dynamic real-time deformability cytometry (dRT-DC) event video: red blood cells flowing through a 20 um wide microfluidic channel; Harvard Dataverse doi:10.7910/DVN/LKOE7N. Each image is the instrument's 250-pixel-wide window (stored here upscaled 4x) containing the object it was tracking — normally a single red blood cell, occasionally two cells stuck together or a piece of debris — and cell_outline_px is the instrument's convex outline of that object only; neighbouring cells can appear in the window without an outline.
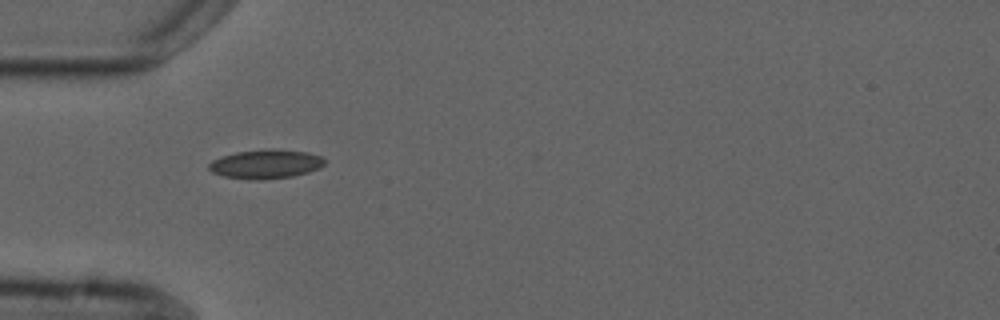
{"species": "common noctule bat (a hibernating species)", "species_latin": "Nyctalus noctula", "temperature_condition": "cold", "stored_images_in_passage": 12, "camera_frame_rate_fps": 3000, "um_per_image_px": 0.085, "animal": {"sex": "male", "forearm_length_mm": 52.5}, "frame": {"image": 1, "passage_image": 6, "time_ms": 6.667, "image_size_px": [1000, 320], "cell_outline_px": [[324, 164], [320, 168], [308, 172], [292, 176], [260, 180], [248, 180], [224, 176], [212, 172], [208, 168], [208, 164], [212, 160], [220, 156], [236, 152], [264, 148], [272, 148], [308, 152], [324, 156]], "centroid_in_image_um": [22.58, 13.93], "position_along_channel_um": 62.4, "area_um2": 19.94}}
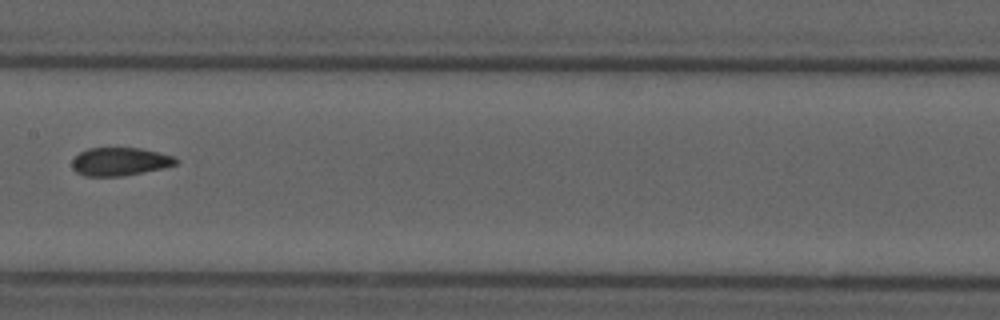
{"frame": {"image": 2, "passage_image": 9, "time_ms": 10.333, "image_size_px": [1000, 320], "cell_outline_px": [[180, 160], [176, 164], [164, 168], [120, 176], [84, 176], [76, 172], [72, 168], [72, 160], [80, 152], [88, 148], [140, 148], [176, 156]], "centroid_in_image_um": [10.21, 13.73], "position_along_channel_um": 197.2, "area_um2": 17.11}}
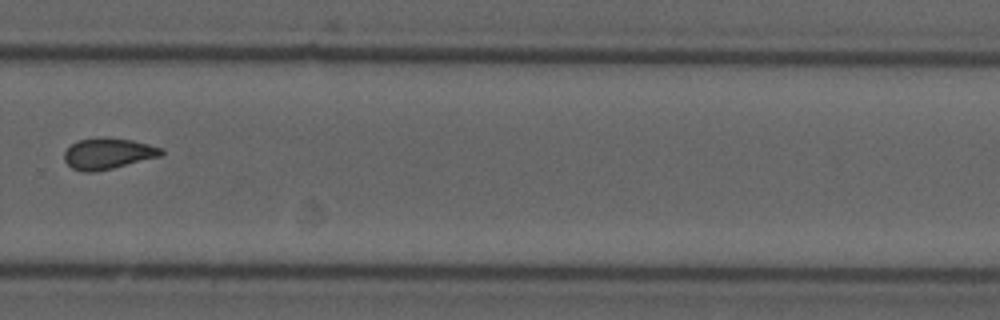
{"frame": {"image": 3, "passage_image": 12, "time_ms": 13.667, "image_size_px": [1000, 320], "cell_outline_px": [[164, 152], [160, 156], [112, 168], [92, 172], [84, 172], [72, 168], [64, 160], [64, 152], [72, 144], [80, 140], [100, 136], [104, 136], [132, 140], [164, 148]], "centroid_in_image_um": [9.18, 13.03], "position_along_channel_um": 320.6, "area_um2": 17.51}}